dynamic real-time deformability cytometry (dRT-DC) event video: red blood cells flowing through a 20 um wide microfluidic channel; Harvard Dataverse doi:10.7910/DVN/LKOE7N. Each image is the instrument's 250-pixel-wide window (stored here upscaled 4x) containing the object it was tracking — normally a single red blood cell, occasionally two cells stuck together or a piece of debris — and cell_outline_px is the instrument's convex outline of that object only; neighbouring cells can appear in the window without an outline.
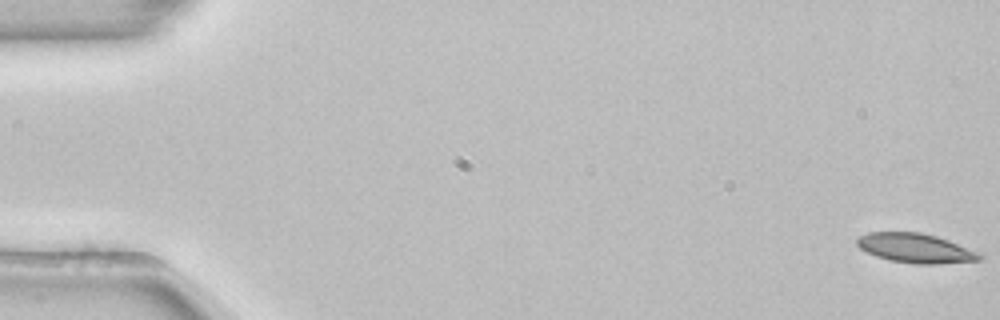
{"species": "common noctule bat (a hibernating species)", "species_latin": "Nyctalus noctula", "temperature_condition": "room temperature", "stored_images_in_passage": 54, "camera_frame_rate_fps": 3000, "um_per_image_px": 0.085, "animal": {"sex": "female", "body_mass_g": 22.7, "forearm_length_mm": 54.2}, "frame": {"image": 1, "passage_image": 1, "time_ms": 0.0, "image_size_px": [1000, 320], "cell_outline_px": [[984, 256], [980, 260], [940, 264], [916, 264], [892, 260], [876, 256], [860, 248], [856, 244], [856, 240], [860, 236], [868, 232], [920, 232], [936, 236], [984, 252]], "centroid_in_image_um": [77.91, 21.09], "position_along_channel_um": 7.1, "area_um2": 21.21}}
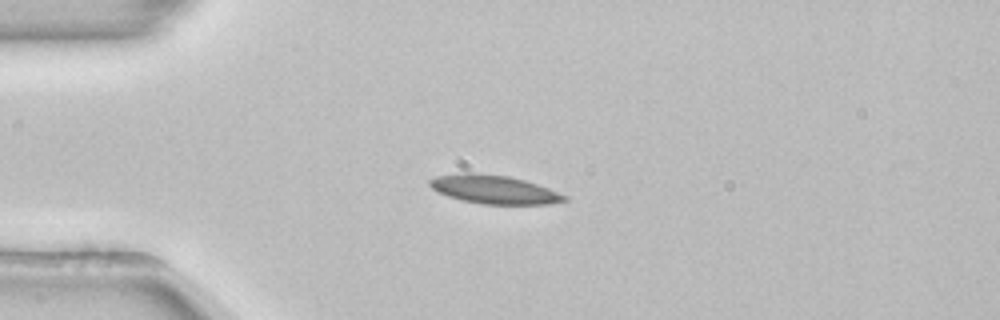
{"frame": {"image": 2, "passage_image": 14, "time_ms": 4.333, "image_size_px": [1000, 320], "cell_outline_px": [[568, 200], [548, 204], [484, 204], [464, 200], [448, 196], [436, 192], [428, 184], [428, 180], [436, 176], [460, 172], [472, 172], [508, 176], [524, 180], [548, 188], [568, 196]], "centroid_in_image_um": [41.96, 16.09], "position_along_channel_um": 43.0, "area_um2": 22.43}}
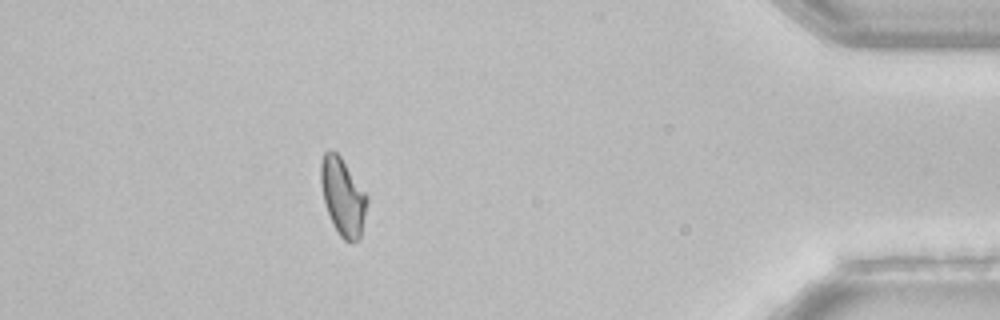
{"frame": {"image": 3, "passage_image": 48, "time_ms": 15.667, "image_size_px": [1000, 320], "cell_outline_px": [[368, 204], [360, 236], [356, 240], [344, 240], [340, 236], [332, 224], [324, 200], [320, 180], [320, 164], [324, 152], [328, 148], [332, 148], [340, 156], [368, 196]], "centroid_in_image_um": [29.13, 16.67], "position_along_channel_um": 406.1, "area_um2": 20.75}, "authors_computed_cell_mechanics": {"area_um2": 21.1837, "velocity_mm_per_s": 3.8688, "shape_relaxation_time_tau1_ms": 9.4947, "shape_relaxation_time_tau2_ms": null, "deformation_change_tau1": 0.2125, "deformation_change_tau2": null}}